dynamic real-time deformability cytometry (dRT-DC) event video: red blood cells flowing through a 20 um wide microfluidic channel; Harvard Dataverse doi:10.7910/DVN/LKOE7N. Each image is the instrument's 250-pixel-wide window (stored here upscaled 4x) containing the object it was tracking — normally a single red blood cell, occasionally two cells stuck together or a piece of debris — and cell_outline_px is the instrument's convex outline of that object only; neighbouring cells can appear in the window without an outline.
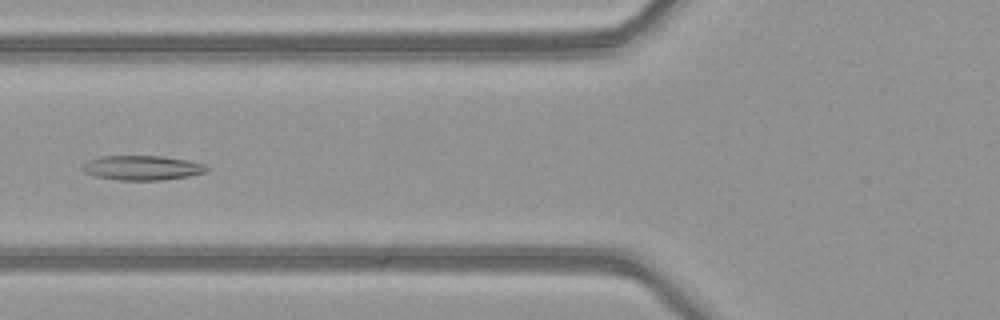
{"species": "common noctule bat (a hibernating species)", "species_latin": "Nyctalus noctula", "temperature_condition": "warm", "stored_images_in_passage": 7, "camera_frame_rate_fps": 3000, "um_per_image_px": 0.085, "animal": {"sex": "female", "body_mass_g": 21.9}, "frame": {"image": 1, "passage_image": 6, "time_ms": 1.667, "image_size_px": [1000, 320], "cell_outline_px": [[212, 168], [208, 172], [188, 176], [164, 180], [116, 180], [96, 176], [84, 172], [80, 168], [88, 160], [100, 156], [164, 156], [188, 160], [204, 164]], "centroid_in_image_um": [12.12, 14.26], "position_along_channel_um": 113.7, "area_um2": 18.03}}
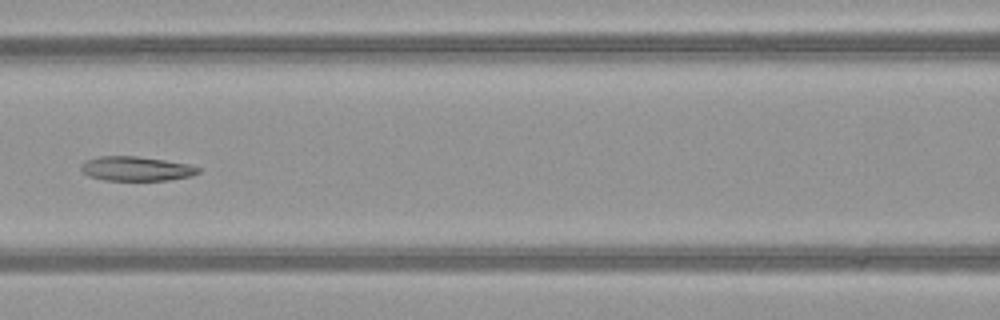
{"frame": {"image": 2, "passage_image": 7, "time_ms": 2.0, "image_size_px": [1000, 320], "cell_outline_px": [[204, 168], [200, 172], [192, 176], [168, 180], [104, 180], [88, 176], [80, 168], [80, 164], [84, 160], [100, 156], [136, 156], [164, 160], [188, 164]], "centroid_in_image_um": [11.59, 14.33], "position_along_channel_um": 155.0, "area_um2": 16.82}}